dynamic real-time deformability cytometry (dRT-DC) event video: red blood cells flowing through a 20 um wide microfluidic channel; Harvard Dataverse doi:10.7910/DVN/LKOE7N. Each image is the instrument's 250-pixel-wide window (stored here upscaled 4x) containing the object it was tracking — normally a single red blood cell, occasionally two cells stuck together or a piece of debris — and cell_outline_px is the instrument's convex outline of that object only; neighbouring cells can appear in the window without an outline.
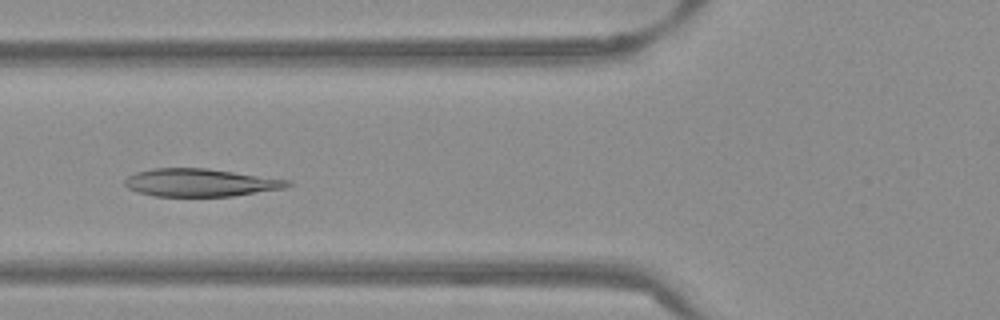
{"species": "Egyptian fruit bat (a non-hibernating species)", "species_latin": "Rousettus aegyptiacus", "temperature_condition": "warm", "stored_images_in_passage": 53, "camera_frame_rate_fps": 3000, "um_per_image_px": 0.085, "frame": {"image": 1, "passage_image": 20, "time_ms": 6.333, "image_size_px": [1000, 320], "cell_outline_px": [[292, 184], [284, 188], [232, 196], [156, 196], [140, 192], [128, 188], [124, 184], [124, 180], [128, 176], [136, 172], [152, 168], [208, 168], [292, 180]], "centroid_in_image_um": [17.05, 15.51], "position_along_channel_um": 108.8, "area_um2": 26.36}}
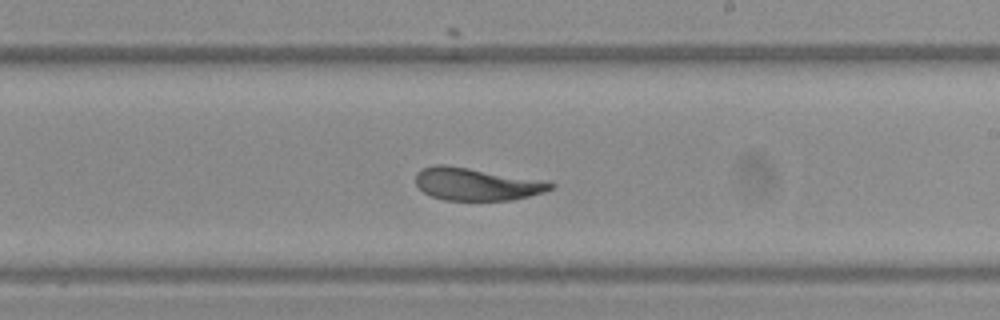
{"frame": {"image": 2, "passage_image": 31, "time_ms": 10.0, "image_size_px": [1000, 320], "cell_outline_px": [[556, 184], [552, 188], [544, 192], [512, 200], [444, 200], [432, 196], [424, 192], [416, 184], [416, 172], [424, 168], [436, 164], [444, 164], [544, 180]], "centroid_in_image_um": [40.5, 15.65], "position_along_channel_um": 248.5, "area_um2": 25.43}}
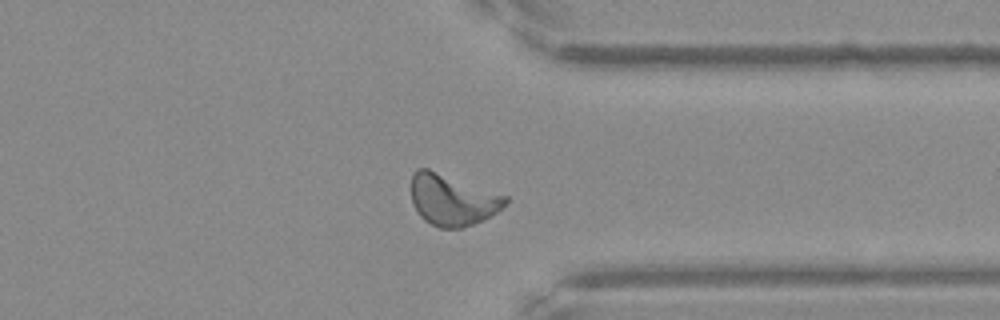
{"frame": {"image": 3, "passage_image": 41, "time_ms": 13.333, "image_size_px": [1000, 320], "cell_outline_px": [[508, 200], [504, 208], [484, 220], [460, 228], [440, 228], [424, 220], [420, 216], [412, 204], [412, 172], [416, 168], [428, 168], [508, 196]], "centroid_in_image_um": [38.46, 16.98], "position_along_channel_um": 372.9, "area_um2": 28.26}, "authors_computed_cell_mechanics": {"area_um2": 26.9926, "velocity_mm_per_s": 3.8095, "shape_relaxation_time_tau1_ms": 4.9221, "shape_relaxation_time_tau2_ms": 1.8086, "deformation_change_tau1": 0.1788, "deformation_change_tau2": 0.0717}}